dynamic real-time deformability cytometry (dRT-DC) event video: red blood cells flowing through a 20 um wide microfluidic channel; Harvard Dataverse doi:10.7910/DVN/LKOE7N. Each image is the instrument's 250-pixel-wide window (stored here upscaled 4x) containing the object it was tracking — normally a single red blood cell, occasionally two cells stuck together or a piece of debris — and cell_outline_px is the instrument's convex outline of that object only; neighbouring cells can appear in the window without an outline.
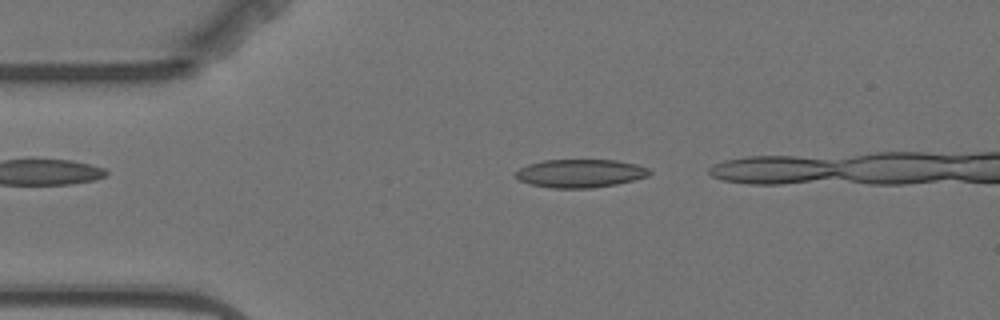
{"species": "Egyptian fruit bat (a non-hibernating species)", "species_latin": "Rousettus aegyptiacus", "temperature_condition": "warm", "stored_images_in_passage": 3, "camera_frame_rate_fps": 3000, "um_per_image_px": 0.085, "animal": {"sex": "female"}, "frame": {"image": 1, "passage_image": 1, "time_ms": 0.0, "image_size_px": [1000, 320], "cell_outline_px": [[652, 172], [648, 176], [616, 184], [592, 188], [552, 188], [532, 184], [520, 180], [512, 176], [520, 168], [528, 164], [544, 160], [616, 160], [636, 164], [648, 168]], "centroid_in_image_um": [49.31, 14.73], "position_along_channel_um": 35.7, "area_um2": 21.96}}